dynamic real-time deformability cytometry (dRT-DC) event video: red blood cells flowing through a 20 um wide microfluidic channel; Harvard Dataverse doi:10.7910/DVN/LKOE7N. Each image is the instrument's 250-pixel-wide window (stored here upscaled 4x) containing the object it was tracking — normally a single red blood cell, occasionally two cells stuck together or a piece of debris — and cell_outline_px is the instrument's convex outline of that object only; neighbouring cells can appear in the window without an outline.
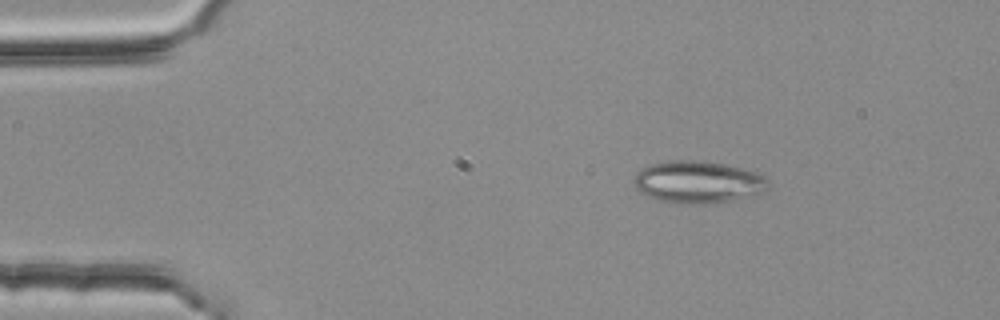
{"species": "common noctule bat (a hibernating species)", "species_latin": "Nyctalus noctula", "temperature_condition": "room temperature", "stored_images_in_passage": 4, "camera_frame_rate_fps": 3000, "um_per_image_px": 0.085, "animal": {"sex": "female", "body_mass_g": 25.1}, "frame": {"image": 1, "passage_image": 2, "time_ms": 0.333, "image_size_px": [1000, 320], "cell_outline_px": [[772, 184], [764, 192], [728, 200], [704, 204], [680, 204], [660, 200], [648, 196], [640, 192], [636, 188], [632, 180], [644, 168], [652, 164], [668, 160], [704, 160], [724, 164], [756, 172], [764, 176]], "centroid_in_image_um": [59.34, 15.47], "position_along_channel_um": 25.7, "area_um2": 32.89}}